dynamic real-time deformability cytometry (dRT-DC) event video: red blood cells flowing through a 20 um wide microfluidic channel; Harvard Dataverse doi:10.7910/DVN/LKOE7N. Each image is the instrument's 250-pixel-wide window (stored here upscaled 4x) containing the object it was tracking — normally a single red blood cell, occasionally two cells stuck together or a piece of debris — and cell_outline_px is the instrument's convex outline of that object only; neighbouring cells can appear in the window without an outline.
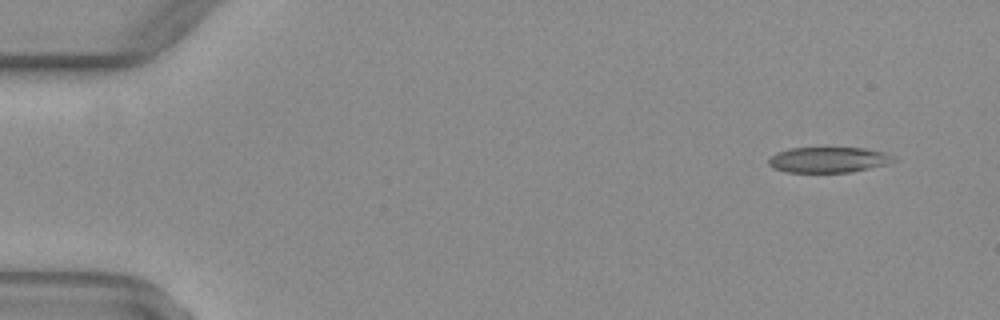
{"species": "common noctule bat (a hibernating species)", "species_latin": "Nyctalus noctula", "temperature_condition": "warm", "stored_images_in_passage": 8, "camera_frame_rate_fps": 3000, "um_per_image_px": 0.085, "animal": {"sex": "female", "body_mass_g": 29.2, "forearm_length_mm": 56.3}, "frame": {"image": 1, "passage_image": 2, "time_ms": 0.333, "image_size_px": [1000, 320], "cell_outline_px": [[896, 160], [884, 164], [848, 172], [784, 172], [772, 168], [768, 164], [768, 160], [776, 152], [788, 148], [864, 148], [884, 152], [892, 156]], "centroid_in_image_um": [70.33, 13.57], "position_along_channel_um": 14.7, "area_um2": 18.38}}